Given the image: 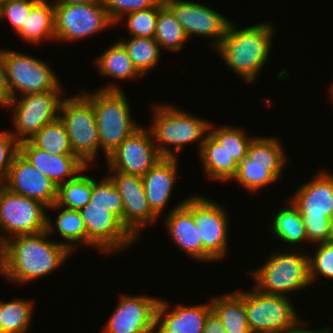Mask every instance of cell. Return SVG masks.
Segmentation results:
<instances>
[{"label":"cell","instance_id":"cell-29","mask_svg":"<svg viewBox=\"0 0 333 333\" xmlns=\"http://www.w3.org/2000/svg\"><path fill=\"white\" fill-rule=\"evenodd\" d=\"M287 205L282 207L274 215L272 222L270 223V233H274V236L281 242L288 245H292L295 249L296 246L302 243L308 242L306 229L302 216L298 208L289 199ZM288 206V207H287Z\"/></svg>","mask_w":333,"mask_h":333},{"label":"cell","instance_id":"cell-21","mask_svg":"<svg viewBox=\"0 0 333 333\" xmlns=\"http://www.w3.org/2000/svg\"><path fill=\"white\" fill-rule=\"evenodd\" d=\"M306 183L298 185L290 197L302 218H330L333 216V173L321 170Z\"/></svg>","mask_w":333,"mask_h":333},{"label":"cell","instance_id":"cell-26","mask_svg":"<svg viewBox=\"0 0 333 333\" xmlns=\"http://www.w3.org/2000/svg\"><path fill=\"white\" fill-rule=\"evenodd\" d=\"M16 33L31 45L39 44L44 40L55 41L54 3L40 0L31 9L25 22Z\"/></svg>","mask_w":333,"mask_h":333},{"label":"cell","instance_id":"cell-53","mask_svg":"<svg viewBox=\"0 0 333 333\" xmlns=\"http://www.w3.org/2000/svg\"><path fill=\"white\" fill-rule=\"evenodd\" d=\"M8 0H0V4L3 5L4 3H6Z\"/></svg>","mask_w":333,"mask_h":333},{"label":"cell","instance_id":"cell-33","mask_svg":"<svg viewBox=\"0 0 333 333\" xmlns=\"http://www.w3.org/2000/svg\"><path fill=\"white\" fill-rule=\"evenodd\" d=\"M127 50L134 67L145 77L147 72L158 65L161 55L159 43L155 38L130 37L118 40Z\"/></svg>","mask_w":333,"mask_h":333},{"label":"cell","instance_id":"cell-50","mask_svg":"<svg viewBox=\"0 0 333 333\" xmlns=\"http://www.w3.org/2000/svg\"><path fill=\"white\" fill-rule=\"evenodd\" d=\"M2 317H1V300H0V333H3V325H2Z\"/></svg>","mask_w":333,"mask_h":333},{"label":"cell","instance_id":"cell-28","mask_svg":"<svg viewBox=\"0 0 333 333\" xmlns=\"http://www.w3.org/2000/svg\"><path fill=\"white\" fill-rule=\"evenodd\" d=\"M209 300L227 333H252L246 318L245 291H230Z\"/></svg>","mask_w":333,"mask_h":333},{"label":"cell","instance_id":"cell-23","mask_svg":"<svg viewBox=\"0 0 333 333\" xmlns=\"http://www.w3.org/2000/svg\"><path fill=\"white\" fill-rule=\"evenodd\" d=\"M19 153L57 187L87 166L76 155H52L35 147L29 140L19 143Z\"/></svg>","mask_w":333,"mask_h":333},{"label":"cell","instance_id":"cell-17","mask_svg":"<svg viewBox=\"0 0 333 333\" xmlns=\"http://www.w3.org/2000/svg\"><path fill=\"white\" fill-rule=\"evenodd\" d=\"M162 298L122 295L103 333H156V308Z\"/></svg>","mask_w":333,"mask_h":333},{"label":"cell","instance_id":"cell-11","mask_svg":"<svg viewBox=\"0 0 333 333\" xmlns=\"http://www.w3.org/2000/svg\"><path fill=\"white\" fill-rule=\"evenodd\" d=\"M55 42L79 41L115 25L101 1L90 4L54 3Z\"/></svg>","mask_w":333,"mask_h":333},{"label":"cell","instance_id":"cell-41","mask_svg":"<svg viewBox=\"0 0 333 333\" xmlns=\"http://www.w3.org/2000/svg\"><path fill=\"white\" fill-rule=\"evenodd\" d=\"M40 0H8L1 5L0 20H8L15 33L21 28L31 9Z\"/></svg>","mask_w":333,"mask_h":333},{"label":"cell","instance_id":"cell-10","mask_svg":"<svg viewBox=\"0 0 333 333\" xmlns=\"http://www.w3.org/2000/svg\"><path fill=\"white\" fill-rule=\"evenodd\" d=\"M10 99L20 95L63 91L60 80L48 63L29 54L3 48Z\"/></svg>","mask_w":333,"mask_h":333},{"label":"cell","instance_id":"cell-47","mask_svg":"<svg viewBox=\"0 0 333 333\" xmlns=\"http://www.w3.org/2000/svg\"><path fill=\"white\" fill-rule=\"evenodd\" d=\"M8 238L0 228V274L5 268L7 262Z\"/></svg>","mask_w":333,"mask_h":333},{"label":"cell","instance_id":"cell-40","mask_svg":"<svg viewBox=\"0 0 333 333\" xmlns=\"http://www.w3.org/2000/svg\"><path fill=\"white\" fill-rule=\"evenodd\" d=\"M161 0H101L115 24L126 14L155 7Z\"/></svg>","mask_w":333,"mask_h":333},{"label":"cell","instance_id":"cell-24","mask_svg":"<svg viewBox=\"0 0 333 333\" xmlns=\"http://www.w3.org/2000/svg\"><path fill=\"white\" fill-rule=\"evenodd\" d=\"M178 158H162L142 176V183L150 209L160 217L171 199L178 179Z\"/></svg>","mask_w":333,"mask_h":333},{"label":"cell","instance_id":"cell-32","mask_svg":"<svg viewBox=\"0 0 333 333\" xmlns=\"http://www.w3.org/2000/svg\"><path fill=\"white\" fill-rule=\"evenodd\" d=\"M88 169L86 166L74 178L58 186L56 205L79 211L90 202L92 177L83 174Z\"/></svg>","mask_w":333,"mask_h":333},{"label":"cell","instance_id":"cell-39","mask_svg":"<svg viewBox=\"0 0 333 333\" xmlns=\"http://www.w3.org/2000/svg\"><path fill=\"white\" fill-rule=\"evenodd\" d=\"M315 246L317 247L315 253L308 255L311 285L322 277L333 281V240Z\"/></svg>","mask_w":333,"mask_h":333},{"label":"cell","instance_id":"cell-6","mask_svg":"<svg viewBox=\"0 0 333 333\" xmlns=\"http://www.w3.org/2000/svg\"><path fill=\"white\" fill-rule=\"evenodd\" d=\"M284 151L278 137L256 136L249 145L246 157L238 164L232 180L247 191L260 192L279 181L288 157Z\"/></svg>","mask_w":333,"mask_h":333},{"label":"cell","instance_id":"cell-22","mask_svg":"<svg viewBox=\"0 0 333 333\" xmlns=\"http://www.w3.org/2000/svg\"><path fill=\"white\" fill-rule=\"evenodd\" d=\"M168 301L161 300L156 308V333H202L211 301L197 305H177L171 309Z\"/></svg>","mask_w":333,"mask_h":333},{"label":"cell","instance_id":"cell-9","mask_svg":"<svg viewBox=\"0 0 333 333\" xmlns=\"http://www.w3.org/2000/svg\"><path fill=\"white\" fill-rule=\"evenodd\" d=\"M62 94L63 91L38 92L9 100L4 109H13L14 130L10 129V133L19 143L30 140L43 126L59 118Z\"/></svg>","mask_w":333,"mask_h":333},{"label":"cell","instance_id":"cell-31","mask_svg":"<svg viewBox=\"0 0 333 333\" xmlns=\"http://www.w3.org/2000/svg\"><path fill=\"white\" fill-rule=\"evenodd\" d=\"M154 38L159 43L160 49L164 48L173 52L182 50L186 41L189 40L181 24L163 0L158 3V19Z\"/></svg>","mask_w":333,"mask_h":333},{"label":"cell","instance_id":"cell-5","mask_svg":"<svg viewBox=\"0 0 333 333\" xmlns=\"http://www.w3.org/2000/svg\"><path fill=\"white\" fill-rule=\"evenodd\" d=\"M291 250L272 252L260 267L249 271L257 290L289 297L290 292L311 286L308 254L302 251L303 248Z\"/></svg>","mask_w":333,"mask_h":333},{"label":"cell","instance_id":"cell-16","mask_svg":"<svg viewBox=\"0 0 333 333\" xmlns=\"http://www.w3.org/2000/svg\"><path fill=\"white\" fill-rule=\"evenodd\" d=\"M162 159L149 129L140 126L107 157L108 172L143 176Z\"/></svg>","mask_w":333,"mask_h":333},{"label":"cell","instance_id":"cell-2","mask_svg":"<svg viewBox=\"0 0 333 333\" xmlns=\"http://www.w3.org/2000/svg\"><path fill=\"white\" fill-rule=\"evenodd\" d=\"M231 22L227 34L214 49L224 63L248 85L258 80L272 50L275 28L263 22L239 29Z\"/></svg>","mask_w":333,"mask_h":333},{"label":"cell","instance_id":"cell-46","mask_svg":"<svg viewBox=\"0 0 333 333\" xmlns=\"http://www.w3.org/2000/svg\"><path fill=\"white\" fill-rule=\"evenodd\" d=\"M304 319H301L293 328H291L290 330H288L286 333H332V327H326V328H322L319 330H312L311 328L307 329L305 328L306 326H303L306 324V321H302Z\"/></svg>","mask_w":333,"mask_h":333},{"label":"cell","instance_id":"cell-27","mask_svg":"<svg viewBox=\"0 0 333 333\" xmlns=\"http://www.w3.org/2000/svg\"><path fill=\"white\" fill-rule=\"evenodd\" d=\"M47 210H55V212L59 213L55 220L56 223L51 221L50 214L47 215L46 231L50 236L54 232L59 233L64 239L62 244L72 253L79 244L81 246L87 245V230L79 211L63 208L55 203L51 207H48Z\"/></svg>","mask_w":333,"mask_h":333},{"label":"cell","instance_id":"cell-18","mask_svg":"<svg viewBox=\"0 0 333 333\" xmlns=\"http://www.w3.org/2000/svg\"><path fill=\"white\" fill-rule=\"evenodd\" d=\"M108 176L118 189L124 206V225L137 238L147 224L151 225L159 217L150 209L144 191L142 177L120 172H108Z\"/></svg>","mask_w":333,"mask_h":333},{"label":"cell","instance_id":"cell-20","mask_svg":"<svg viewBox=\"0 0 333 333\" xmlns=\"http://www.w3.org/2000/svg\"><path fill=\"white\" fill-rule=\"evenodd\" d=\"M165 228L174 244L190 258L203 261V244L194 223V195L178 201L166 214Z\"/></svg>","mask_w":333,"mask_h":333},{"label":"cell","instance_id":"cell-30","mask_svg":"<svg viewBox=\"0 0 333 333\" xmlns=\"http://www.w3.org/2000/svg\"><path fill=\"white\" fill-rule=\"evenodd\" d=\"M93 63L97 67L99 74L105 78L109 76L117 80L143 78L134 67L127 50L119 41L111 45Z\"/></svg>","mask_w":333,"mask_h":333},{"label":"cell","instance_id":"cell-15","mask_svg":"<svg viewBox=\"0 0 333 333\" xmlns=\"http://www.w3.org/2000/svg\"><path fill=\"white\" fill-rule=\"evenodd\" d=\"M175 15L188 39L196 37L214 39L211 47L216 48L227 34L231 20L212 7L188 0H163Z\"/></svg>","mask_w":333,"mask_h":333},{"label":"cell","instance_id":"cell-44","mask_svg":"<svg viewBox=\"0 0 333 333\" xmlns=\"http://www.w3.org/2000/svg\"><path fill=\"white\" fill-rule=\"evenodd\" d=\"M10 100L3 49H0V106L5 107Z\"/></svg>","mask_w":333,"mask_h":333},{"label":"cell","instance_id":"cell-37","mask_svg":"<svg viewBox=\"0 0 333 333\" xmlns=\"http://www.w3.org/2000/svg\"><path fill=\"white\" fill-rule=\"evenodd\" d=\"M90 206L107 207L124 224V206L122 197L111 178L106 175L100 181L92 177V192Z\"/></svg>","mask_w":333,"mask_h":333},{"label":"cell","instance_id":"cell-34","mask_svg":"<svg viewBox=\"0 0 333 333\" xmlns=\"http://www.w3.org/2000/svg\"><path fill=\"white\" fill-rule=\"evenodd\" d=\"M29 141L52 155H74L68 132L60 118L43 126Z\"/></svg>","mask_w":333,"mask_h":333},{"label":"cell","instance_id":"cell-1","mask_svg":"<svg viewBox=\"0 0 333 333\" xmlns=\"http://www.w3.org/2000/svg\"><path fill=\"white\" fill-rule=\"evenodd\" d=\"M49 238L45 230L8 239L7 262L0 275L19 285L59 270L72 252L62 242Z\"/></svg>","mask_w":333,"mask_h":333},{"label":"cell","instance_id":"cell-42","mask_svg":"<svg viewBox=\"0 0 333 333\" xmlns=\"http://www.w3.org/2000/svg\"><path fill=\"white\" fill-rule=\"evenodd\" d=\"M19 152V142L10 130L0 131V177L6 179L12 161Z\"/></svg>","mask_w":333,"mask_h":333},{"label":"cell","instance_id":"cell-52","mask_svg":"<svg viewBox=\"0 0 333 333\" xmlns=\"http://www.w3.org/2000/svg\"><path fill=\"white\" fill-rule=\"evenodd\" d=\"M330 223H331V229H332L331 239L333 240V216L330 219Z\"/></svg>","mask_w":333,"mask_h":333},{"label":"cell","instance_id":"cell-4","mask_svg":"<svg viewBox=\"0 0 333 333\" xmlns=\"http://www.w3.org/2000/svg\"><path fill=\"white\" fill-rule=\"evenodd\" d=\"M80 92L93 104L100 150L107 159L141 125L132 118L128 98L120 85L106 84L93 93Z\"/></svg>","mask_w":333,"mask_h":333},{"label":"cell","instance_id":"cell-19","mask_svg":"<svg viewBox=\"0 0 333 333\" xmlns=\"http://www.w3.org/2000/svg\"><path fill=\"white\" fill-rule=\"evenodd\" d=\"M5 186L9 191L38 200L47 207H51L57 199L58 187L19 152L12 161Z\"/></svg>","mask_w":333,"mask_h":333},{"label":"cell","instance_id":"cell-13","mask_svg":"<svg viewBox=\"0 0 333 333\" xmlns=\"http://www.w3.org/2000/svg\"><path fill=\"white\" fill-rule=\"evenodd\" d=\"M79 212L87 230V246L105 255L120 253L138 240L107 207L88 203Z\"/></svg>","mask_w":333,"mask_h":333},{"label":"cell","instance_id":"cell-43","mask_svg":"<svg viewBox=\"0 0 333 333\" xmlns=\"http://www.w3.org/2000/svg\"><path fill=\"white\" fill-rule=\"evenodd\" d=\"M307 233L308 243L315 245L331 240L330 218H302Z\"/></svg>","mask_w":333,"mask_h":333},{"label":"cell","instance_id":"cell-14","mask_svg":"<svg viewBox=\"0 0 333 333\" xmlns=\"http://www.w3.org/2000/svg\"><path fill=\"white\" fill-rule=\"evenodd\" d=\"M47 209L42 202L5 188L0 196V228L8 239L21 234L45 231Z\"/></svg>","mask_w":333,"mask_h":333},{"label":"cell","instance_id":"cell-8","mask_svg":"<svg viewBox=\"0 0 333 333\" xmlns=\"http://www.w3.org/2000/svg\"><path fill=\"white\" fill-rule=\"evenodd\" d=\"M292 304L290 297L260 292L254 286L250 291L245 290V312L250 331L286 333L301 320Z\"/></svg>","mask_w":333,"mask_h":333},{"label":"cell","instance_id":"cell-35","mask_svg":"<svg viewBox=\"0 0 333 333\" xmlns=\"http://www.w3.org/2000/svg\"><path fill=\"white\" fill-rule=\"evenodd\" d=\"M32 300L13 299L10 302L1 300V317L3 333H27L34 317Z\"/></svg>","mask_w":333,"mask_h":333},{"label":"cell","instance_id":"cell-51","mask_svg":"<svg viewBox=\"0 0 333 333\" xmlns=\"http://www.w3.org/2000/svg\"><path fill=\"white\" fill-rule=\"evenodd\" d=\"M329 93H330V95L328 97H330L332 99L331 102H333V83H332L331 88H329Z\"/></svg>","mask_w":333,"mask_h":333},{"label":"cell","instance_id":"cell-3","mask_svg":"<svg viewBox=\"0 0 333 333\" xmlns=\"http://www.w3.org/2000/svg\"><path fill=\"white\" fill-rule=\"evenodd\" d=\"M151 109L152 122L147 128L162 158H179L176 153L197 141L200 152L209 134L210 121L168 103H154Z\"/></svg>","mask_w":333,"mask_h":333},{"label":"cell","instance_id":"cell-45","mask_svg":"<svg viewBox=\"0 0 333 333\" xmlns=\"http://www.w3.org/2000/svg\"><path fill=\"white\" fill-rule=\"evenodd\" d=\"M202 333H227L222 320L213 310L207 316Z\"/></svg>","mask_w":333,"mask_h":333},{"label":"cell","instance_id":"cell-48","mask_svg":"<svg viewBox=\"0 0 333 333\" xmlns=\"http://www.w3.org/2000/svg\"><path fill=\"white\" fill-rule=\"evenodd\" d=\"M101 0H53V3H65V4H90L99 2Z\"/></svg>","mask_w":333,"mask_h":333},{"label":"cell","instance_id":"cell-38","mask_svg":"<svg viewBox=\"0 0 333 333\" xmlns=\"http://www.w3.org/2000/svg\"><path fill=\"white\" fill-rule=\"evenodd\" d=\"M126 16H123L117 24L127 18L126 27L129 36L139 38H153L155 36L158 4L152 8L128 13Z\"/></svg>","mask_w":333,"mask_h":333},{"label":"cell","instance_id":"cell-7","mask_svg":"<svg viewBox=\"0 0 333 333\" xmlns=\"http://www.w3.org/2000/svg\"><path fill=\"white\" fill-rule=\"evenodd\" d=\"M65 98L60 105L59 118L68 132L74 155L90 166L100 150L93 104L81 92Z\"/></svg>","mask_w":333,"mask_h":333},{"label":"cell","instance_id":"cell-49","mask_svg":"<svg viewBox=\"0 0 333 333\" xmlns=\"http://www.w3.org/2000/svg\"><path fill=\"white\" fill-rule=\"evenodd\" d=\"M5 188H6V186H5V179H3V178L0 177V196H1L2 191Z\"/></svg>","mask_w":333,"mask_h":333},{"label":"cell","instance_id":"cell-25","mask_svg":"<svg viewBox=\"0 0 333 333\" xmlns=\"http://www.w3.org/2000/svg\"><path fill=\"white\" fill-rule=\"evenodd\" d=\"M206 178L212 181H232L237 173L238 163L231 154L220 146L209 134L198 153Z\"/></svg>","mask_w":333,"mask_h":333},{"label":"cell","instance_id":"cell-36","mask_svg":"<svg viewBox=\"0 0 333 333\" xmlns=\"http://www.w3.org/2000/svg\"><path fill=\"white\" fill-rule=\"evenodd\" d=\"M209 126V135L225 148L239 164L247 155L248 148L255 136H250L243 128L229 125Z\"/></svg>","mask_w":333,"mask_h":333},{"label":"cell","instance_id":"cell-12","mask_svg":"<svg viewBox=\"0 0 333 333\" xmlns=\"http://www.w3.org/2000/svg\"><path fill=\"white\" fill-rule=\"evenodd\" d=\"M206 196L194 194V223L199 228L203 244V261L224 259L229 246V215L221 203Z\"/></svg>","mask_w":333,"mask_h":333}]
</instances>
